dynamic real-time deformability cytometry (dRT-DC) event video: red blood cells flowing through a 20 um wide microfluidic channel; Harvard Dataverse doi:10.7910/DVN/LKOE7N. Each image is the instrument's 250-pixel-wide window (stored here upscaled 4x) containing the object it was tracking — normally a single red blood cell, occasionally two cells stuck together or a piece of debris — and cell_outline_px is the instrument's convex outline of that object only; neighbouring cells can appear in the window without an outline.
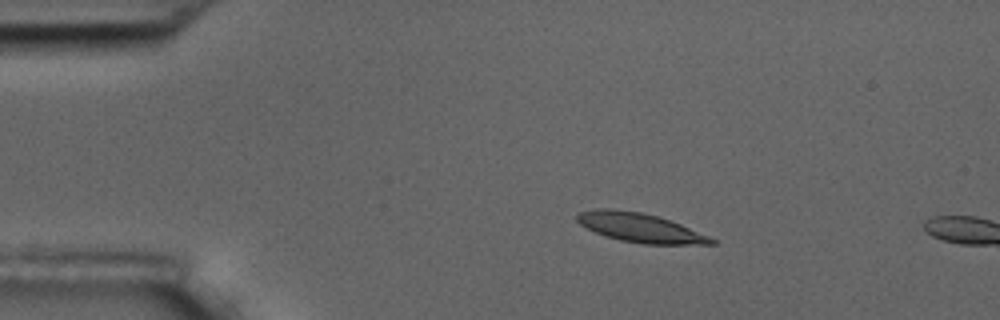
{"species": "common noctule bat (a hibernating species)", "species_latin": "Nyctalus noctula", "temperature_condition": "room temperature", "stored_images_in_passage": 2, "camera_frame_rate_fps": 3000, "um_per_image_px": 0.085, "animal": {"sex": "male", "body_mass_g": 17.5, "forearm_length_mm": 52.3}, "frame": {"image": 1, "passage_image": 1, "time_ms": 0.0, "image_size_px": [1000, 320], "cell_outline_px": [[716, 244], [644, 244], [620, 240], [604, 236], [580, 224], [576, 220], [576, 216], [580, 212], [596, 208], [608, 208], [640, 212], [656, 216], [680, 224], [708, 236], [716, 240]], "centroid_in_image_um": [54.37, 19.35], "position_along_channel_um": 30.6, "area_um2": 22.48}}